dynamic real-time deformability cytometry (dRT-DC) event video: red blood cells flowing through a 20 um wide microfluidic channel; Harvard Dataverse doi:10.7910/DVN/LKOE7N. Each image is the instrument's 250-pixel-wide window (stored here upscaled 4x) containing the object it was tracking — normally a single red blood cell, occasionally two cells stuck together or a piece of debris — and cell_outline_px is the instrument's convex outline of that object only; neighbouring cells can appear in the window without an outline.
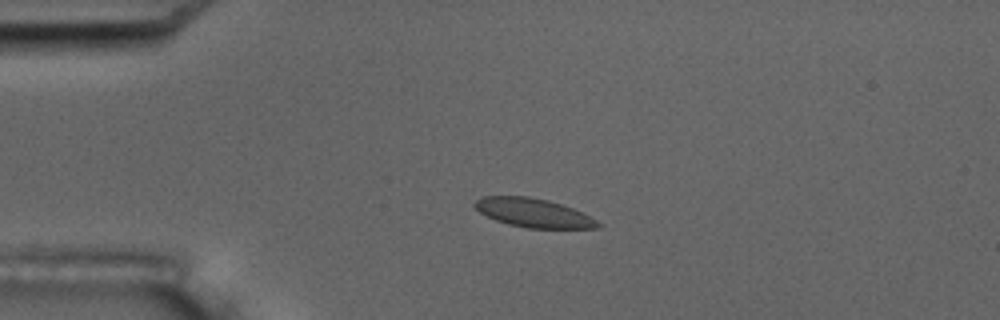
{"species": "common noctule bat (a hibernating species)", "species_latin": "Nyctalus noctula", "temperature_condition": "room temperature", "stored_images_in_passage": 4, "camera_frame_rate_fps": 3000, "um_per_image_px": 0.085, "animal": {"sex": "male", "body_mass_g": 17.5, "forearm_length_mm": 52.3}, "frame": {"image": 1, "passage_image": 3, "time_ms": 2.333, "image_size_px": [1000, 320], "cell_outline_px": [[604, 224], [600, 228], [528, 228], [508, 224], [496, 220], [480, 212], [472, 204], [480, 196], [528, 196], [548, 200], [572, 208]], "centroid_in_image_um": [45.33, 18.09], "position_along_channel_um": 39.7, "area_um2": 20.58}}